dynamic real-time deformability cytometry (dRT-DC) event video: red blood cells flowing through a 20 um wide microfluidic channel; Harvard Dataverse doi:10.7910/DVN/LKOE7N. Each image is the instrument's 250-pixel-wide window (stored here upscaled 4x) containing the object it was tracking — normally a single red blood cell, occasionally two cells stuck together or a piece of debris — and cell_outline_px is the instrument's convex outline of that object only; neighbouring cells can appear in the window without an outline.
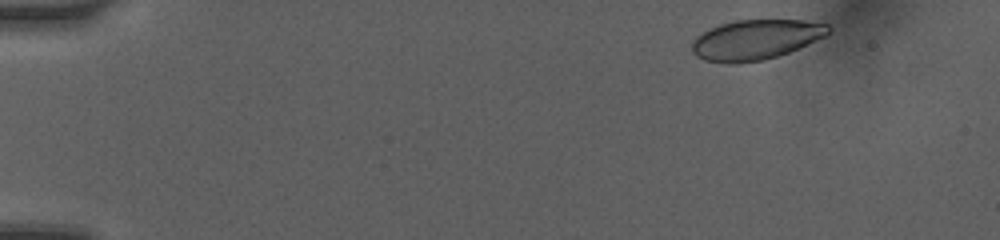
{"species": "human", "species_latin": "Homo sapiens", "temperature_condition": "room temperature", "stored_images_in_passage": 5, "camera_frame_rate_fps": 3000, "um_per_image_px": 0.085, "donor": {"sex": "female"}, "frame": {"image": 1, "passage_image": 1, "time_ms": 0.0, "image_size_px": [1000, 240], "cell_outline_px": [[832, 32], [824, 36], [788, 52], [764, 60], [736, 64], [728, 64], [704, 60], [696, 56], [692, 52], [692, 40], [696, 36], [720, 24], [736, 20], [804, 20], [828, 24], [832, 28]], "centroid_in_image_um": [64.22, 3.38], "position_along_channel_um": 20.8, "area_um2": 31.79}}
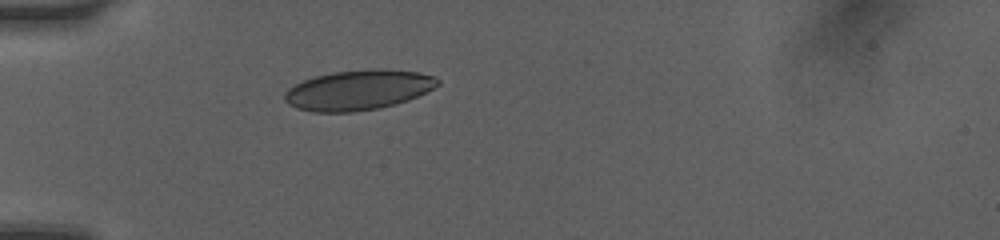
{"frame": {"image": 2, "passage_image": 5, "time_ms": 3.333, "image_size_px": [1000, 240], "cell_outline_px": [[440, 84], [408, 100], [376, 108], [352, 112], [312, 112], [296, 108], [288, 104], [284, 100], [284, 92], [288, 88], [304, 80], [316, 76], [332, 72], [372, 68], [380, 68], [416, 72], [436, 76], [440, 80]], "centroid_in_image_um": [30.42, 7.64], "position_along_channel_um": 54.6, "area_um2": 35.6}}